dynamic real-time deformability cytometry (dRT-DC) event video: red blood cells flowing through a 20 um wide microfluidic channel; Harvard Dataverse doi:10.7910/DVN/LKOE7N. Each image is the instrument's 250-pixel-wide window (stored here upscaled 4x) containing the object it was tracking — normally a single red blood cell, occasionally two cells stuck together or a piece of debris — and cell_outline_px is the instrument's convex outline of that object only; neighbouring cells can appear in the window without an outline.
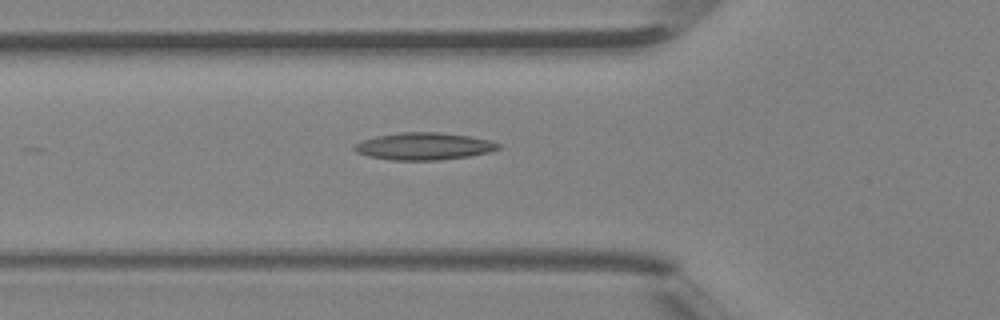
{"species": "Egyptian fruit bat (a non-hibernating species)", "species_latin": "Rousettus aegyptiacus", "temperature_condition": "room temperature", "stored_images_in_passage": 35, "camera_frame_rate_fps": 3000, "um_per_image_px": 0.085, "animal": {"sex": "female"}, "frame": {"image": 1, "passage_image": 14, "time_ms": 4.333, "image_size_px": [1000, 320], "cell_outline_px": [[500, 148], [492, 152], [468, 156], [440, 160], [392, 160], [368, 156], [356, 152], [352, 148], [352, 144], [376, 136], [400, 132], [440, 132], [468, 136], [488, 140], [500, 144]], "centroid_in_image_um": [36.01, 12.43], "position_along_channel_um": 89.8, "area_um2": 22.89}}
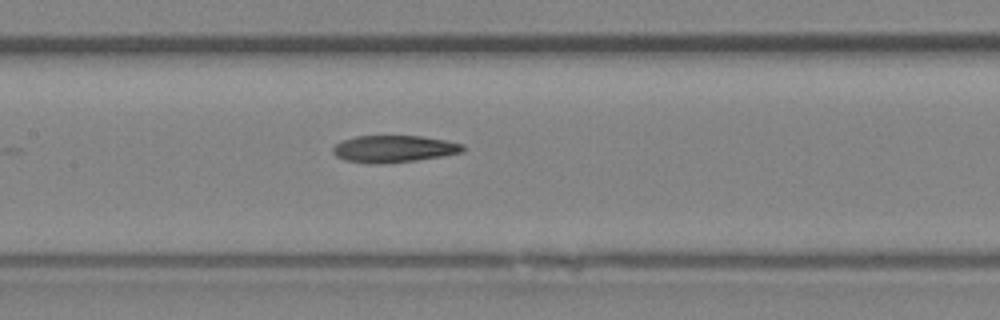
{"frame": {"image": 2, "passage_image": 19, "time_ms": 6.0, "image_size_px": [1000, 320], "cell_outline_px": [[464, 152], [444, 156], [416, 160], [384, 164], [368, 164], [344, 160], [336, 156], [332, 152], [332, 148], [336, 144], [344, 140], [356, 136], [420, 136], [444, 140], [464, 144]], "centroid_in_image_um": [33.47, 12.67], "position_along_channel_um": 173.9, "area_um2": 20.58}}
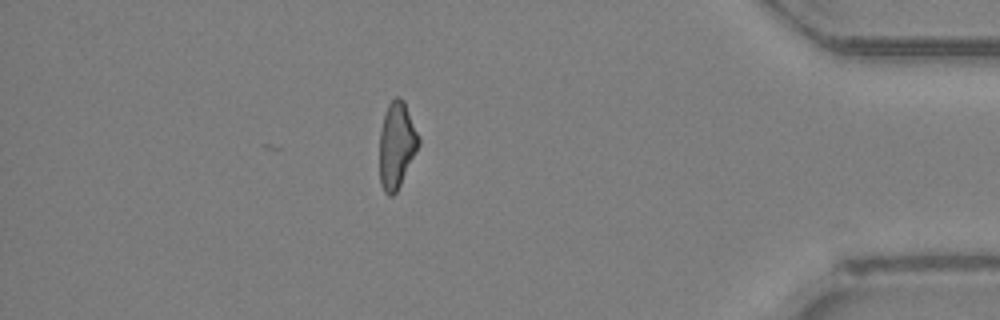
{"frame": {"image": 3, "passage_image": 35, "time_ms": 11.333, "image_size_px": [1000, 320], "cell_outline_px": [[420, 144], [396, 192], [392, 196], [388, 196], [384, 192], [380, 184], [380, 128], [388, 104], [396, 96], [400, 96], [404, 100], [420, 136]], "centroid_in_image_um": [33.72, 12.31], "position_along_channel_um": 401.5, "area_um2": 19.71}}